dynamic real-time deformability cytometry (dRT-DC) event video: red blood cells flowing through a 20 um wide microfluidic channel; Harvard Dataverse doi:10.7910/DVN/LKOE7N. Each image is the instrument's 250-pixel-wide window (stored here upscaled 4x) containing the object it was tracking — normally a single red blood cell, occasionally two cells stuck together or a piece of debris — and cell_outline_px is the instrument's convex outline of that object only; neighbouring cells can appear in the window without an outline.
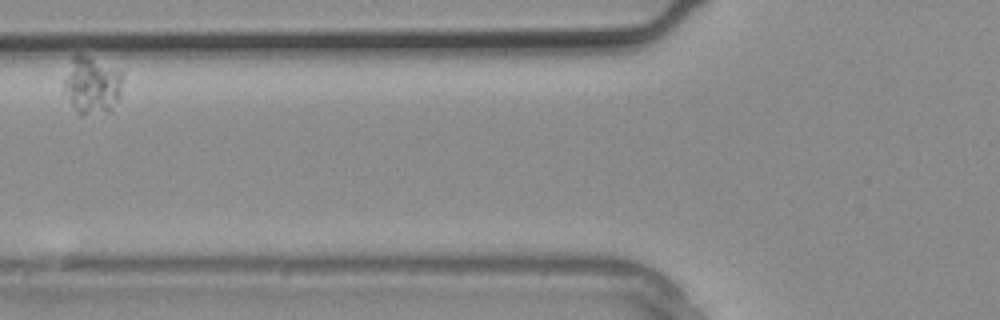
{"species": "common noctule bat (a hibernating species)", "species_latin": "Nyctalus noctula", "temperature_condition": "warm", "stored_images_in_passage": 5, "camera_frame_rate_fps": 3000, "um_per_image_px": 0.085, "animal": {"sex": "male", "body_mass_g": 20.4}, "frame": {"image": 1, "passage_image": 5, "time_ms": 1.333, "image_size_px": [1000, 320], "cell_outline_px": [[124, 76], [120, 96], [108, 108], [84, 116], [80, 116], [76, 112], [64, 88], [64, 80], [72, 56], [76, 52], [80, 52], [120, 72]], "centroid_in_image_um": [7.78, 7.19], "position_along_channel_um": 118.0, "area_um2": 19.02}}